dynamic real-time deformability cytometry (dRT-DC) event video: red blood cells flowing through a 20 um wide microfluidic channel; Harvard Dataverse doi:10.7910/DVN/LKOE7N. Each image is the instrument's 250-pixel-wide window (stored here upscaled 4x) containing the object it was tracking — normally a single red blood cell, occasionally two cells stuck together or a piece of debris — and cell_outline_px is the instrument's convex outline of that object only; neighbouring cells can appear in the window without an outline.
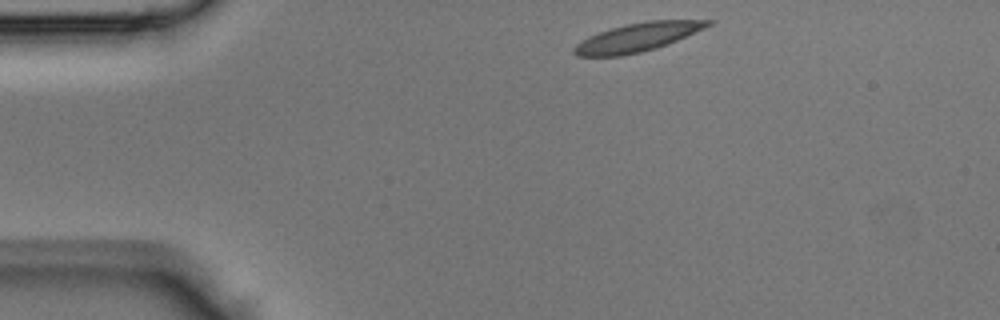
{"species": "Egyptian fruit bat (a non-hibernating species)", "species_latin": "Rousettus aegyptiacus", "temperature_condition": "room temperature", "stored_images_in_passage": 36, "camera_frame_rate_fps": 3000, "um_per_image_px": 0.085, "animal": {"sex": "male"}, "frame": {"image": 1, "passage_image": 1, "time_ms": 0.0, "image_size_px": [1000, 320], "cell_outline_px": [[716, 20], [712, 24], [704, 28], [668, 44], [656, 48], [640, 52], [620, 56], [576, 56], [572, 52], [572, 48], [580, 40], [588, 36], [624, 24], [648, 20]], "centroid_in_image_um": [54.15, 3.17], "position_along_channel_um": 30.8, "area_um2": 22.25}}
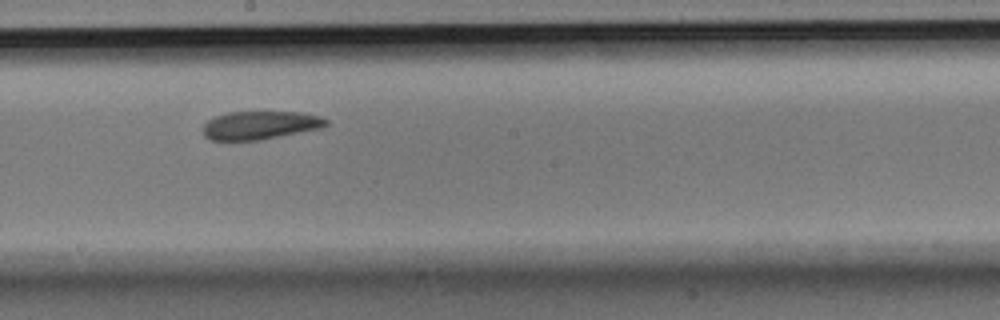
{"frame": {"image": 2, "passage_image": 17, "time_ms": 5.333, "image_size_px": [1000, 320], "cell_outline_px": [[328, 124], [320, 128], [260, 140], [208, 140], [204, 136], [204, 124], [208, 120], [216, 116], [228, 112], [300, 112], [320, 116], [328, 120]], "centroid_in_image_um": [22.1, 10.64], "position_along_channel_um": 226.1, "area_um2": 20.17}}
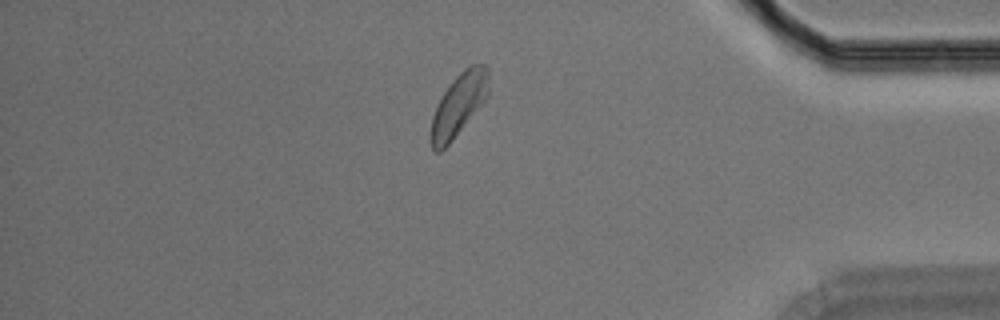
{"frame": {"image": 3, "passage_image": 30, "time_ms": 9.667, "image_size_px": [1000, 320], "cell_outline_px": [[488, 96], [452, 140], [440, 152], [436, 152], [432, 148], [428, 140], [428, 136], [432, 116], [440, 96], [452, 80], [464, 68], [472, 64], [484, 64], [488, 68]], "centroid_in_image_um": [38.94, 8.91], "position_along_channel_um": 396.3, "area_um2": 21.15}}